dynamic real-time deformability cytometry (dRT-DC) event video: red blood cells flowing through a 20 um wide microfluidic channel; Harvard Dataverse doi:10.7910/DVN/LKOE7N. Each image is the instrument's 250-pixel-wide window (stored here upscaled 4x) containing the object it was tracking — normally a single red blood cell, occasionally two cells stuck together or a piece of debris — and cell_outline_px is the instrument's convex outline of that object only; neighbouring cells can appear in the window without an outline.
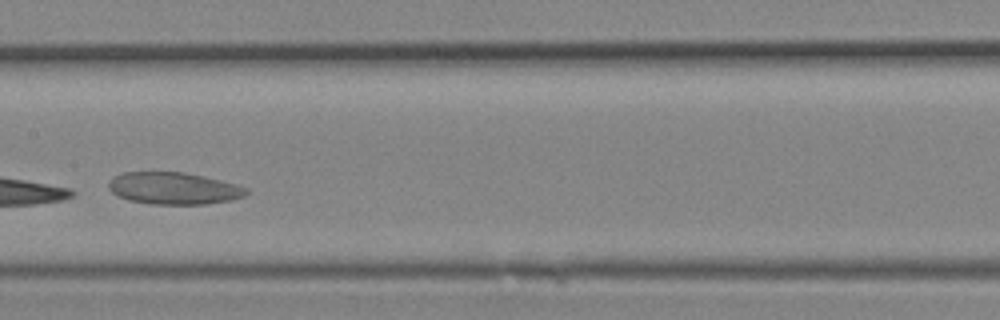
{"species": "Egyptian fruit bat (a non-hibernating species)", "species_latin": "Rousettus aegyptiacus", "temperature_condition": "room temperature", "stored_images_in_passage": 16, "camera_frame_rate_fps": 3000, "um_per_image_px": 0.085, "animal": {"sex": "female"}, "frame": {"image": 1, "passage_image": 7, "time_ms": 2.0, "image_size_px": [1000, 320], "cell_outline_px": [[248, 192], [244, 196], [232, 200], [204, 204], [152, 204], [128, 200], [116, 196], [108, 188], [108, 180], [112, 176], [124, 172], [184, 172], [220, 180], [236, 184], [248, 188]], "centroid_in_image_um": [14.72, 16.01], "position_along_channel_um": 192.7, "area_um2": 25.84}}
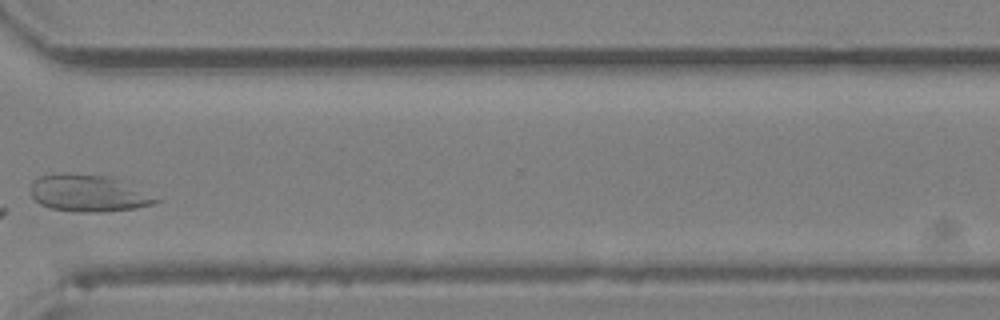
{"frame": {"image": 2, "passage_image": 12, "time_ms": 3.667, "image_size_px": [1000, 320], "cell_outline_px": [[164, 200], [152, 204], [136, 208], [100, 212], [76, 212], [52, 208], [40, 204], [32, 196], [28, 188], [32, 180], [40, 176], [52, 172], [68, 172], [108, 176], [124, 180]], "centroid_in_image_um": [7.51, 16.39], "position_along_channel_um": 363.1, "area_um2": 27.74}}